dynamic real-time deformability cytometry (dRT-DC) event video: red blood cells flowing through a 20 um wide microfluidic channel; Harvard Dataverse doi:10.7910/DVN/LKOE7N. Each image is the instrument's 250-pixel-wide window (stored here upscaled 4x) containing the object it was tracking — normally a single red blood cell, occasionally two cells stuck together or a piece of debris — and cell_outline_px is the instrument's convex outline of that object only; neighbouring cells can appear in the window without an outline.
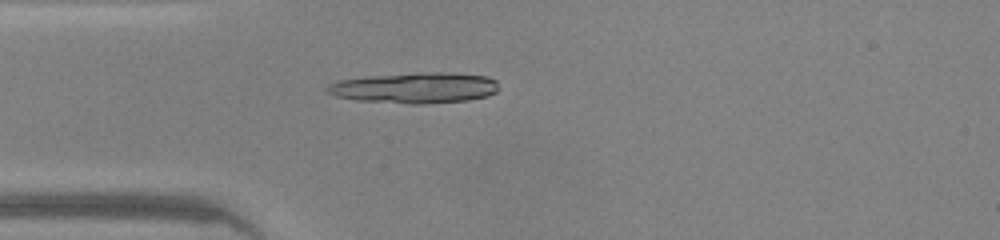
{"species": "common noctule bat (a hibernating species)", "species_latin": "Nyctalus noctula", "temperature_condition": "warm", "stored_images_in_passage": 45, "camera_frame_rate_fps": 3000, "um_per_image_px": 0.085, "animal": {"sex": "male", "body_mass_g": 20.0, "forearm_length_mm": 53.3}, "frame": {"image": 1, "passage_image": 12, "time_ms": 3.667, "image_size_px": [1000, 240], "cell_outline_px": [[496, 92], [488, 96], [468, 100], [420, 104], [412, 104], [356, 100], [336, 96], [328, 92], [324, 88], [328, 84], [340, 80], [364, 76], [416, 72], [448, 72], [488, 76], [496, 80]], "centroid_in_image_um": [35.25, 7.45], "position_along_channel_um": 49.8, "area_um2": 30.98}}